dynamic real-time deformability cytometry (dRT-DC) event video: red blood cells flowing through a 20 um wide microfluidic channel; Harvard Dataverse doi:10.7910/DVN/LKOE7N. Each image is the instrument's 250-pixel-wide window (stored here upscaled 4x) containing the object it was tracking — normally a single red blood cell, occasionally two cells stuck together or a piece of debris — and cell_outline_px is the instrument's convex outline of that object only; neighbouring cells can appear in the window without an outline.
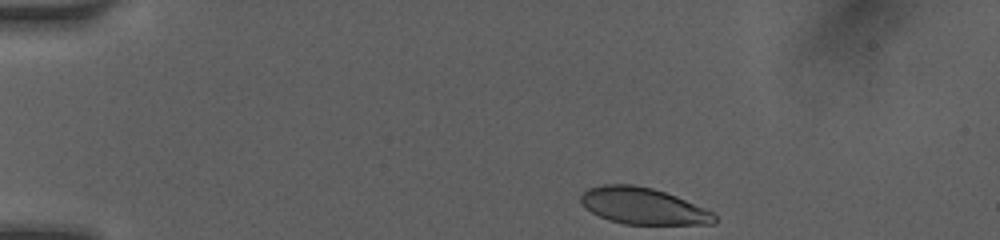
{"species": "human", "species_latin": "Homo sapiens", "temperature_condition": "room temperature", "stored_images_in_passage": 32, "camera_frame_rate_fps": 3000, "um_per_image_px": 0.085, "donor": {"sex": "female"}, "frame": {"image": 1, "passage_image": 1, "time_ms": 0.0, "image_size_px": [1000, 240], "cell_outline_px": [[716, 224], [624, 224], [608, 220], [592, 212], [580, 200], [580, 196], [588, 188], [604, 184], [632, 184], [652, 188], [676, 196], [704, 208], [712, 212], [716, 216]], "centroid_in_image_um": [54.67, 17.51], "position_along_channel_um": 30.3, "area_um2": 28.21}}
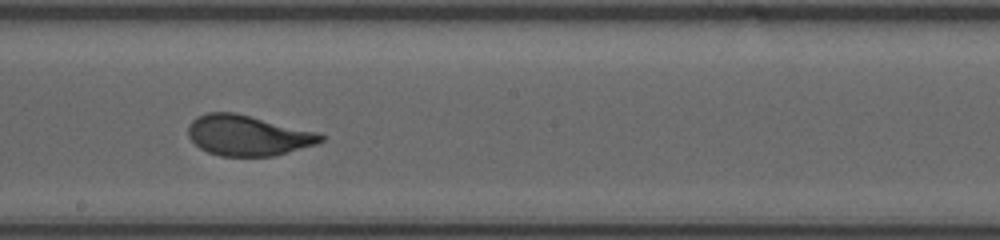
{"frame": {"image": 2, "passage_image": 19, "time_ms": 6.667, "image_size_px": [1000, 240], "cell_outline_px": [[324, 140], [316, 144], [276, 156], [220, 156], [208, 152], [200, 148], [188, 136], [188, 124], [196, 116], [208, 112], [236, 112], [320, 132], [324, 136]], "centroid_in_image_um": [21.08, 11.5], "position_along_channel_um": 227.1, "area_um2": 31.62}}
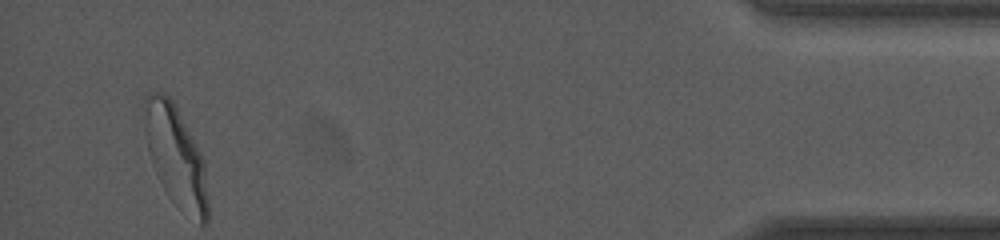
{"frame": {"image": 3, "passage_image": 32, "time_ms": 13.0, "image_size_px": [1000, 240], "cell_outline_px": [[208, 224], [200, 224], [156, 172], [152, 164], [148, 152], [140, 108], [144, 96], [152, 92], [164, 92], [172, 100], [200, 152], [204, 160], [208, 200]], "centroid_in_image_um": [14.89, 13.06], "position_along_channel_um": 420.3, "area_um2": 35.72}, "authors_computed_cell_mechanics": {"area_um2": 31.1253, "velocity_mm_per_s": 4.1027, "shape_relaxation_time_tau1_ms": 3.8867, "shape_relaxation_time_tau2_ms": null, "deformation_change_tau1": 0.1675, "deformation_change_tau2": null}}